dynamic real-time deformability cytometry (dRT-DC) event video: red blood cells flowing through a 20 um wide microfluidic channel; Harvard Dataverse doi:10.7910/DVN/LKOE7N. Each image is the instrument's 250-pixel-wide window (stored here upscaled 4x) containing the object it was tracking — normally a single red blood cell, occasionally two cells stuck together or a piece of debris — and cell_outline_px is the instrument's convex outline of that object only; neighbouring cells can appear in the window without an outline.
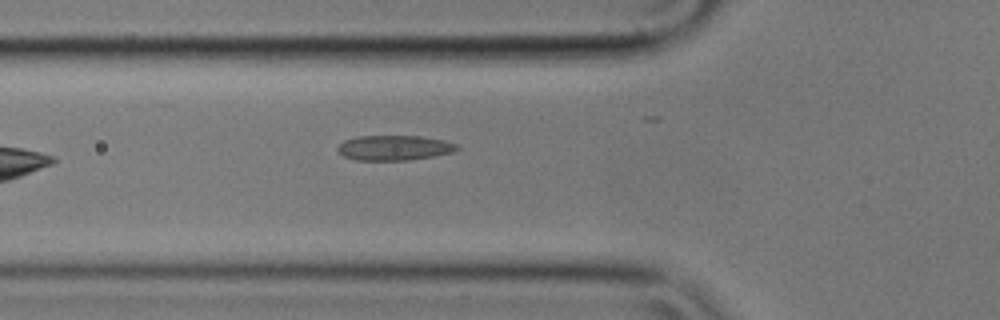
{"species": "common noctule bat (a hibernating species)", "species_latin": "Nyctalus noctula", "temperature_condition": "cold", "stored_images_in_passage": 35, "camera_frame_rate_fps": 3000, "um_per_image_px": 0.085, "animal": {"sex": "male", "body_mass_g": 17.9}, "frame": {"image": 1, "passage_image": 2, "time_ms": 0.333, "image_size_px": [1000, 320], "cell_outline_px": [[460, 148], [452, 152], [432, 156], [408, 160], [356, 160], [344, 156], [336, 148], [344, 140], [356, 136], [420, 136], [444, 140], [456, 144]], "centroid_in_image_um": [33.49, 12.55], "position_along_channel_um": 92.3, "area_um2": 17.28}}
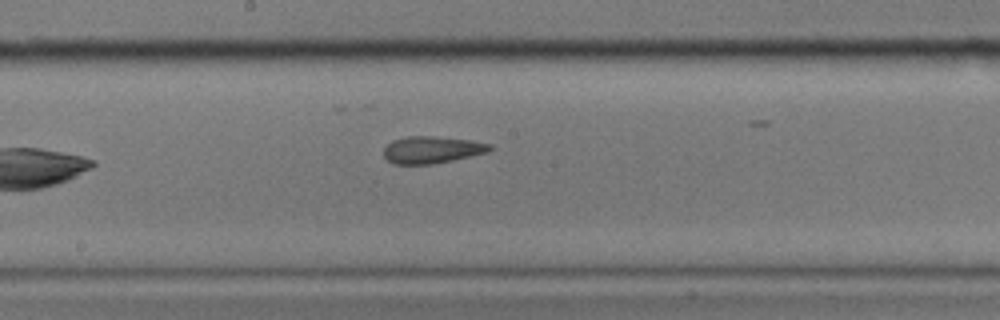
{"frame": {"image": 2, "passage_image": 12, "time_ms": 3.667, "image_size_px": [1000, 320], "cell_outline_px": [[496, 148], [488, 152], [452, 160], [432, 164], [392, 164], [384, 156], [384, 148], [392, 140], [408, 136], [432, 136], [472, 140], [492, 144]], "centroid_in_image_um": [36.74, 12.72], "position_along_channel_um": 211.5, "area_um2": 16.82}}
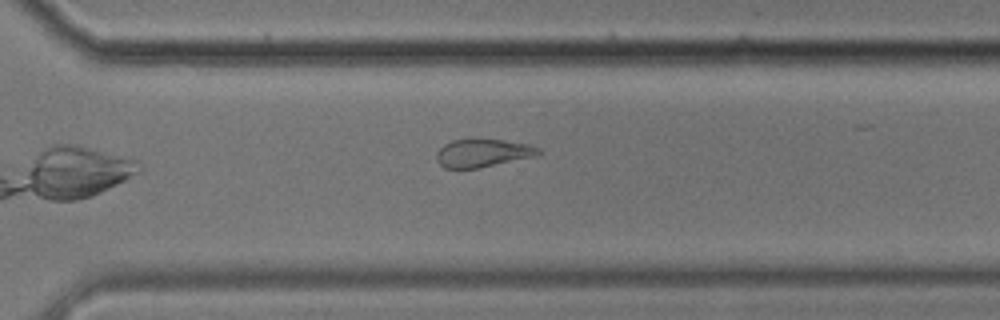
{"frame": {"image": 3, "passage_image": 22, "time_ms": 7.0, "image_size_px": [1000, 320], "cell_outline_px": [[544, 152], [536, 156], [480, 168], [444, 168], [436, 160], [436, 152], [444, 144], [452, 140], [500, 140], [528, 144], [540, 148]], "centroid_in_image_um": [41.05, 13.02], "position_along_channel_um": 329.5, "area_um2": 16.59}, "authors_computed_cell_mechanics": {"area_um2": 16.9932, "velocity_mm_per_s": 3.5565, "shape_relaxation_time_tau1_ms": 6.738, "shape_relaxation_time_tau2_ms": 2.8026, "deformation_change_tau1": 0.1347, "deformation_change_tau2": 0.0859}}